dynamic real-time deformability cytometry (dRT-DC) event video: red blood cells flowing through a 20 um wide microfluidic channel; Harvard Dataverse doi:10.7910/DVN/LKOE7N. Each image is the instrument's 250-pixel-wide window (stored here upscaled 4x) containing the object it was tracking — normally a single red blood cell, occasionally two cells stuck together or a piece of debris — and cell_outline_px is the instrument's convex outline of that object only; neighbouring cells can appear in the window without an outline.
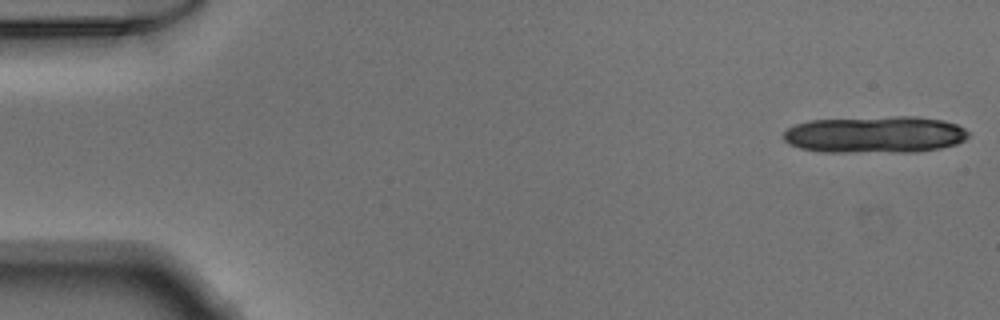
{"species": "Egyptian fruit bat (a non-hibernating species)", "species_latin": "Rousettus aegyptiacus", "temperature_condition": "warm", "stored_images_in_passage": 13, "camera_frame_rate_fps": 3000, "um_per_image_px": 0.085, "animal": {"sex": "male"}, "frame": {"image": 1, "passage_image": 1, "time_ms": 0.0, "image_size_px": [1000, 320], "cell_outline_px": [[968, 136], [964, 140], [956, 144], [940, 148], [916, 152], [824, 152], [800, 148], [788, 144], [784, 140], [784, 132], [788, 128], [796, 124], [808, 120], [896, 116], [916, 116], [944, 120], [956, 124], [964, 128], [968, 132]], "centroid_in_image_um": [74.38, 11.44], "position_along_channel_um": 10.6, "area_um2": 40.0}}